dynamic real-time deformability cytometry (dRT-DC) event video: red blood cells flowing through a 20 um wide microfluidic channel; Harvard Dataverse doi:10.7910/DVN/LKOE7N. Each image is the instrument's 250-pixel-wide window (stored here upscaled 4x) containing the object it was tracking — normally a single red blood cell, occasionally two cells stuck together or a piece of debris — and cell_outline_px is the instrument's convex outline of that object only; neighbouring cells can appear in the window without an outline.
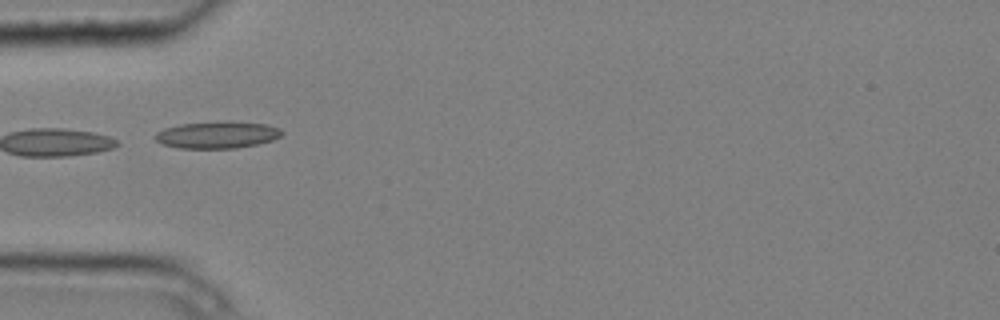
{"species": "common noctule bat (a hibernating species)", "species_latin": "Nyctalus noctula", "temperature_condition": "cold", "stored_images_in_passage": 7, "camera_frame_rate_fps": 3000, "um_per_image_px": 0.085, "animal": {"sex": "male", "body_mass_g": 20.4}, "frame": {"image": 1, "passage_image": 3, "time_ms": 0.667, "image_size_px": [1000, 320], "cell_outline_px": [[284, 132], [280, 136], [272, 140], [256, 144], [236, 148], [180, 148], [164, 144], [156, 140], [152, 136], [156, 132], [164, 128], [180, 124], [228, 120], [232, 120], [264, 124], [280, 128]], "centroid_in_image_um": [18.46, 11.44], "position_along_channel_um": 66.5, "area_um2": 20.06}}
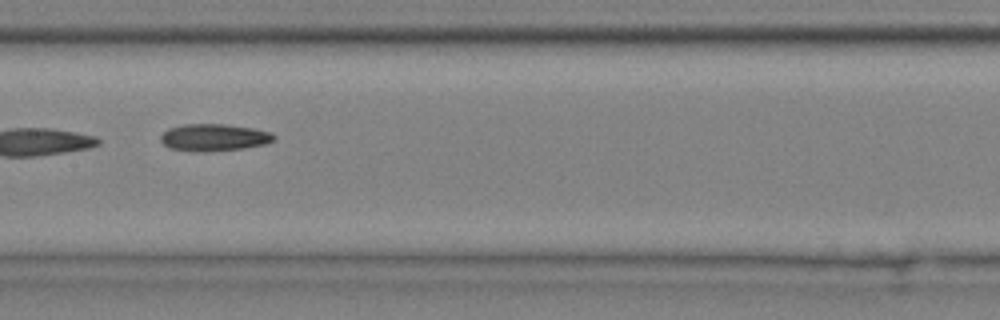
{"frame": {"image": 2, "passage_image": 6, "time_ms": 1.667, "image_size_px": [1000, 320], "cell_outline_px": [[276, 140], [264, 144], [240, 148], [196, 152], [168, 148], [160, 140], [160, 136], [168, 128], [184, 124], [224, 124], [252, 128], [272, 132], [276, 136]], "centroid_in_image_um": [18.17, 11.67], "position_along_channel_um": 189.2, "area_um2": 17.8}}
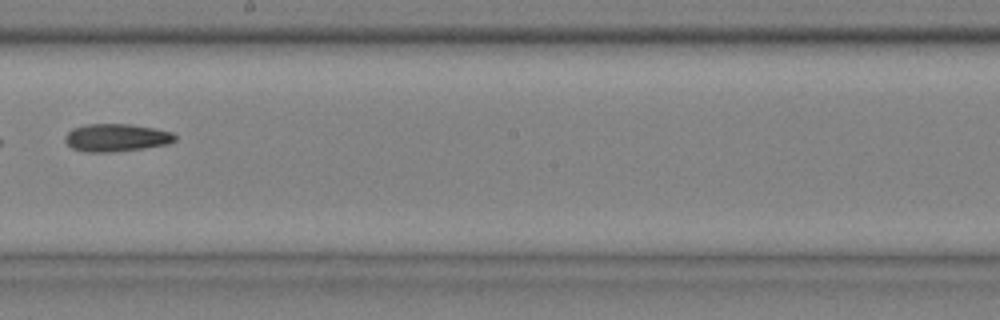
{"frame": {"image": 3, "passage_image": 7, "time_ms": 2.0, "image_size_px": [1000, 320], "cell_outline_px": [[176, 140], [168, 144], [144, 148], [116, 152], [84, 152], [72, 148], [64, 140], [64, 136], [72, 128], [88, 124], [128, 124], [152, 128], [172, 132], [176, 136]], "centroid_in_image_um": [9.87, 11.71], "position_along_channel_um": 238.3, "area_um2": 17.8}}